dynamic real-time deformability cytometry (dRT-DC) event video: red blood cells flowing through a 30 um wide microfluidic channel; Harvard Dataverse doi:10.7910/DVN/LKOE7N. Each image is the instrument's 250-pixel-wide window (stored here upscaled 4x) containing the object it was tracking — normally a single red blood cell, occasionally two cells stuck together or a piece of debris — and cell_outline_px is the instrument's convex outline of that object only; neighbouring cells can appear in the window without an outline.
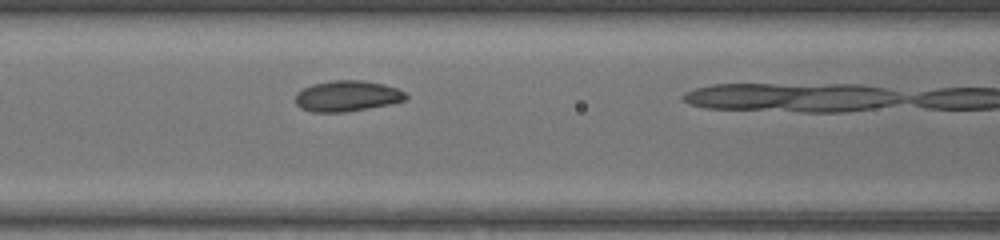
{"species": "common noctule bat (a hibernating species)", "species_latin": "Nyctalus noctula", "temperature_condition": "warm", "stored_images_in_passage": 15, "camera_frame_rate_fps": 3000, "um_per_image_px": 0.085, "animal": {"sex": "female", "body_mass_g": 17.0, "forearm_length_mm": 48.0}, "frame": {"image": 1, "passage_image": 9, "time_ms": 2.667, "image_size_px": [1000, 240], "cell_outline_px": [[408, 96], [404, 100], [388, 104], [368, 108], [344, 112], [312, 112], [300, 108], [296, 104], [296, 92], [312, 84], [332, 80], [364, 80], [384, 84], [396, 88], [404, 92]], "centroid_in_image_um": [29.47, 8.15], "position_along_channel_um": 137.1, "area_um2": 19.77}}